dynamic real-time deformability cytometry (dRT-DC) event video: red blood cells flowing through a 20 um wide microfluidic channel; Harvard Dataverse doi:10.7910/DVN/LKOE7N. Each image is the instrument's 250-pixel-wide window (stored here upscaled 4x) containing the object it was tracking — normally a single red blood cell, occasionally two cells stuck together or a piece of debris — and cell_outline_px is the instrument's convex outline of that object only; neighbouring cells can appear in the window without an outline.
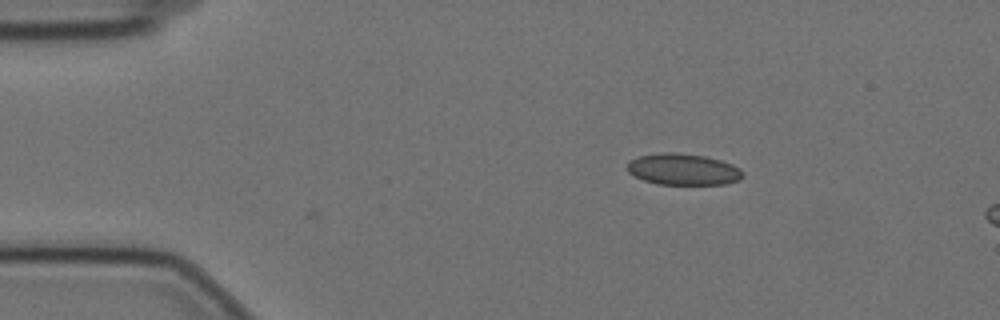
{"species": "Egyptian fruit bat (a non-hibernating species)", "species_latin": "Rousettus aegyptiacus", "temperature_condition": "cold", "stored_images_in_passage": 7, "camera_frame_rate_fps": 3000, "um_per_image_px": 0.085, "animal": {"sex": "female"}, "frame": {"image": 1, "passage_image": 1, "time_ms": 0.0, "image_size_px": [1000, 320], "cell_outline_px": [[744, 176], [740, 180], [724, 184], [656, 184], [644, 180], [628, 172], [624, 168], [628, 160], [640, 156], [664, 152], [672, 152], [704, 156], [720, 160], [732, 164], [740, 168], [744, 172]], "centroid_in_image_um": [58.06, 14.39], "position_along_channel_um": 26.9, "area_um2": 21.27}}